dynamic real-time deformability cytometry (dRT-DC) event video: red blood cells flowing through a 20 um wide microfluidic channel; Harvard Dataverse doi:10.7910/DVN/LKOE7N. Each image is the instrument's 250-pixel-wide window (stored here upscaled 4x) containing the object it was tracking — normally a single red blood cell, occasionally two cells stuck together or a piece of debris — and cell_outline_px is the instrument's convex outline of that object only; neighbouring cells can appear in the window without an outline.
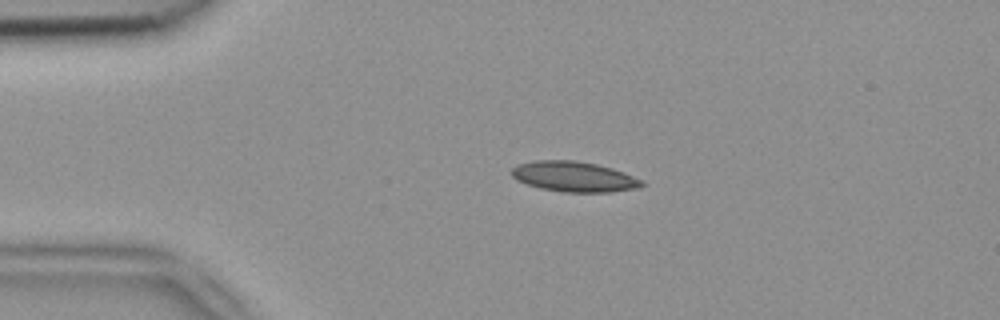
{"species": "common noctule bat (a hibernating species)", "species_latin": "Nyctalus noctula", "temperature_condition": "room temperature", "stored_images_in_passage": 3, "camera_frame_rate_fps": 3000, "um_per_image_px": 0.085, "animal": {"sex": "female", "body_mass_g": 18.4}, "frame": {"image": 1, "passage_image": 2, "time_ms": 0.333, "image_size_px": [1000, 320], "cell_outline_px": [[644, 184], [640, 188], [612, 192], [564, 192], [540, 188], [516, 180], [512, 176], [512, 168], [516, 164], [536, 160], [572, 160], [596, 164], [612, 168], [624, 172], [644, 180]], "centroid_in_image_um": [48.82, 15.02], "position_along_channel_um": 36.2, "area_um2": 23.12}}